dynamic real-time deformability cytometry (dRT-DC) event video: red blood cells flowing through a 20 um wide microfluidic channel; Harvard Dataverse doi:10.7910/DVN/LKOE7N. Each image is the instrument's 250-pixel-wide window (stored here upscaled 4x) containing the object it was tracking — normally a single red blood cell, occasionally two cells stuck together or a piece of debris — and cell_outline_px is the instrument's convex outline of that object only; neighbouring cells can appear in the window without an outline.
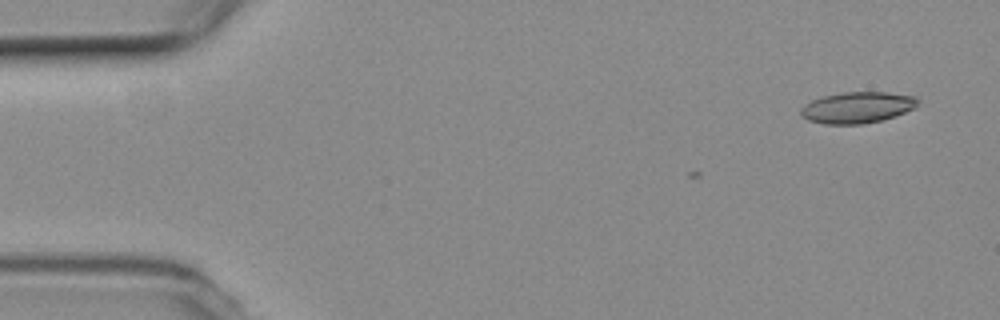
{"species": "common noctule bat (a hibernating species)", "species_latin": "Nyctalus noctula", "temperature_condition": "room temperature", "stored_images_in_passage": 4, "camera_frame_rate_fps": 3000, "um_per_image_px": 0.085, "animal": {"sex": "female", "body_mass_g": 19.3, "forearm_length_mm": 54.1}, "frame": {"image": 1, "passage_image": 1, "time_ms": 0.0, "image_size_px": [1000, 320], "cell_outline_px": [[920, 100], [916, 108], [880, 120], [860, 124], [824, 124], [808, 120], [800, 112], [800, 108], [804, 104], [820, 96], [840, 92], [884, 92], [916, 96]], "centroid_in_image_um": [72.86, 9.12], "position_along_channel_um": 12.1, "area_um2": 21.33}}